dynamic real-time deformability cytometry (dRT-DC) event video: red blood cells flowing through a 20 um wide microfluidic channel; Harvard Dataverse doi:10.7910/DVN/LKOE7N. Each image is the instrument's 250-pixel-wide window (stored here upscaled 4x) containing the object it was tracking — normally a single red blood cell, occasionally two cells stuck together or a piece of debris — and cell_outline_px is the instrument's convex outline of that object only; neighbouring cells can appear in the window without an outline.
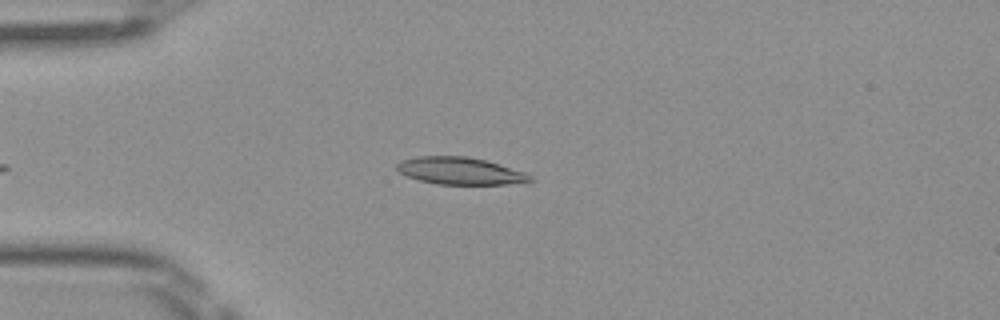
{"species": "Egyptian fruit bat (a non-hibernating species)", "species_latin": "Rousettus aegyptiacus", "temperature_condition": "room temperature", "stored_images_in_passage": 34, "camera_frame_rate_fps": 3000, "um_per_image_px": 0.085, "frame": {"image": 1, "passage_image": 3, "time_ms": 0.667, "image_size_px": [1000, 320], "cell_outline_px": [[536, 180], [508, 184], [436, 184], [420, 180], [408, 176], [400, 172], [396, 168], [396, 164], [400, 160], [416, 156], [468, 156], [484, 160], [524, 172], [532, 176]], "centroid_in_image_um": [39.08, 14.52], "position_along_channel_um": 45.9, "area_um2": 20.98}}
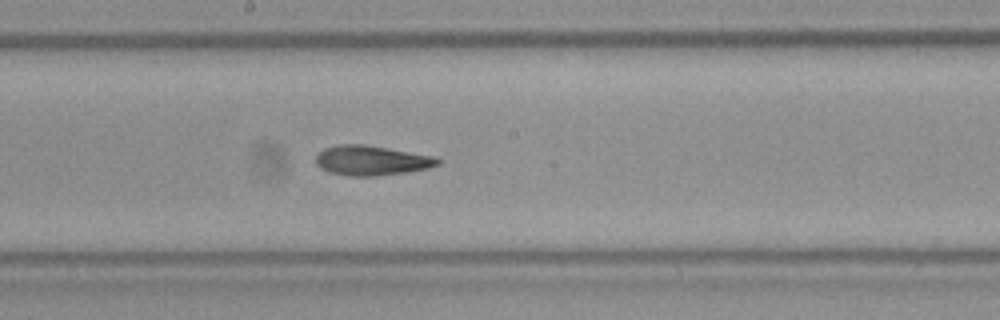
{"frame": {"image": 2, "passage_image": 17, "time_ms": 5.333, "image_size_px": [1000, 320], "cell_outline_px": [[440, 164], [428, 168], [404, 172], [376, 176], [348, 176], [328, 172], [320, 168], [316, 164], [316, 156], [324, 148], [340, 144], [364, 144], [436, 156], [440, 160]], "centroid_in_image_um": [31.57, 13.64], "position_along_channel_um": 216.6, "area_um2": 21.21}}
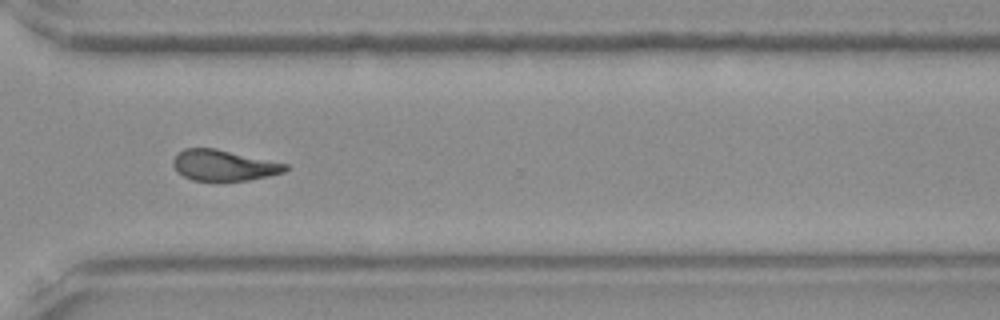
{"frame": {"image": 3, "passage_image": 27, "time_ms": 8.667, "image_size_px": [1000, 320], "cell_outline_px": [[288, 168], [284, 172], [268, 176], [248, 180], [192, 180], [176, 172], [172, 164], [172, 160], [176, 152], [184, 148], [216, 148], [288, 164]], "centroid_in_image_um": [18.97, 14.04], "position_along_channel_um": 351.6, "area_um2": 20.23}, "authors_computed_cell_mechanics": {"area_um2": 20.7502, "velocity_mm_per_s": 4.0501, "shape_relaxation_time_tau1_ms": 4.0763, "shape_relaxation_time_tau2_ms": 2.8258, "deformation_change_tau1": 0.1548, "deformation_change_tau2": 0.1146}}